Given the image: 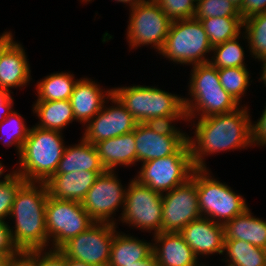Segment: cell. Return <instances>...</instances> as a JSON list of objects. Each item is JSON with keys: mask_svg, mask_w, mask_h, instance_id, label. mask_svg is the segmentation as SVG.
I'll list each match as a JSON object with an SVG mask.
<instances>
[{"mask_svg": "<svg viewBox=\"0 0 266 266\" xmlns=\"http://www.w3.org/2000/svg\"><path fill=\"white\" fill-rule=\"evenodd\" d=\"M248 108L243 105L230 113L198 118L197 122L187 119L195 130L194 136L187 138L195 168H209L204 158L208 155L252 147Z\"/></svg>", "mask_w": 266, "mask_h": 266, "instance_id": "6da1fadb", "label": "cell"}, {"mask_svg": "<svg viewBox=\"0 0 266 266\" xmlns=\"http://www.w3.org/2000/svg\"><path fill=\"white\" fill-rule=\"evenodd\" d=\"M47 199L48 191L44 182H25L19 188L9 216L10 220L15 221V227L9 225V229L18 250L33 251L50 247L45 219Z\"/></svg>", "mask_w": 266, "mask_h": 266, "instance_id": "7a4b0ae2", "label": "cell"}, {"mask_svg": "<svg viewBox=\"0 0 266 266\" xmlns=\"http://www.w3.org/2000/svg\"><path fill=\"white\" fill-rule=\"evenodd\" d=\"M113 95L126 107L137 123H163L172 125L187 121L183 96L158 87L132 85L112 87Z\"/></svg>", "mask_w": 266, "mask_h": 266, "instance_id": "3957f363", "label": "cell"}, {"mask_svg": "<svg viewBox=\"0 0 266 266\" xmlns=\"http://www.w3.org/2000/svg\"><path fill=\"white\" fill-rule=\"evenodd\" d=\"M189 79L191 98H183L187 119L230 113L242 106L221 86L218 69L209 62L193 65Z\"/></svg>", "mask_w": 266, "mask_h": 266, "instance_id": "277c9868", "label": "cell"}, {"mask_svg": "<svg viewBox=\"0 0 266 266\" xmlns=\"http://www.w3.org/2000/svg\"><path fill=\"white\" fill-rule=\"evenodd\" d=\"M63 133L33 126L22 145L17 173L26 182H46L57 171L66 147Z\"/></svg>", "mask_w": 266, "mask_h": 266, "instance_id": "5b68a950", "label": "cell"}, {"mask_svg": "<svg viewBox=\"0 0 266 266\" xmlns=\"http://www.w3.org/2000/svg\"><path fill=\"white\" fill-rule=\"evenodd\" d=\"M212 48L200 20L191 18L172 21L159 54L175 64L193 66L208 63Z\"/></svg>", "mask_w": 266, "mask_h": 266, "instance_id": "8992f818", "label": "cell"}, {"mask_svg": "<svg viewBox=\"0 0 266 266\" xmlns=\"http://www.w3.org/2000/svg\"><path fill=\"white\" fill-rule=\"evenodd\" d=\"M210 172L208 168H197L199 210L202 217L224 225L249 207L244 196L215 179Z\"/></svg>", "mask_w": 266, "mask_h": 266, "instance_id": "52a82bcc", "label": "cell"}, {"mask_svg": "<svg viewBox=\"0 0 266 266\" xmlns=\"http://www.w3.org/2000/svg\"><path fill=\"white\" fill-rule=\"evenodd\" d=\"M195 167L188 141L174 154L141 164L137 176L140 184L161 194L169 192L191 178Z\"/></svg>", "mask_w": 266, "mask_h": 266, "instance_id": "ba28073f", "label": "cell"}, {"mask_svg": "<svg viewBox=\"0 0 266 266\" xmlns=\"http://www.w3.org/2000/svg\"><path fill=\"white\" fill-rule=\"evenodd\" d=\"M127 43L130 49L150 46L160 52L166 41L172 20L154 0L135 3L130 8Z\"/></svg>", "mask_w": 266, "mask_h": 266, "instance_id": "9c48e42d", "label": "cell"}, {"mask_svg": "<svg viewBox=\"0 0 266 266\" xmlns=\"http://www.w3.org/2000/svg\"><path fill=\"white\" fill-rule=\"evenodd\" d=\"M46 229L50 248L60 249L71 238L86 231L95 222L81 202L48 196L45 209ZM52 246V247H51Z\"/></svg>", "mask_w": 266, "mask_h": 266, "instance_id": "30bf717a", "label": "cell"}, {"mask_svg": "<svg viewBox=\"0 0 266 266\" xmlns=\"http://www.w3.org/2000/svg\"><path fill=\"white\" fill-rule=\"evenodd\" d=\"M162 213V194L132 178L118 221L154 235L162 232Z\"/></svg>", "mask_w": 266, "mask_h": 266, "instance_id": "8fae6325", "label": "cell"}, {"mask_svg": "<svg viewBox=\"0 0 266 266\" xmlns=\"http://www.w3.org/2000/svg\"><path fill=\"white\" fill-rule=\"evenodd\" d=\"M127 188L115 171L106 170L98 176L81 204L94 222L118 224L114 216L120 207L123 212Z\"/></svg>", "mask_w": 266, "mask_h": 266, "instance_id": "7c38bea8", "label": "cell"}, {"mask_svg": "<svg viewBox=\"0 0 266 266\" xmlns=\"http://www.w3.org/2000/svg\"><path fill=\"white\" fill-rule=\"evenodd\" d=\"M187 138L186 132L174 123H137L134 129L137 163L170 156L187 142Z\"/></svg>", "mask_w": 266, "mask_h": 266, "instance_id": "4fadbf2b", "label": "cell"}, {"mask_svg": "<svg viewBox=\"0 0 266 266\" xmlns=\"http://www.w3.org/2000/svg\"><path fill=\"white\" fill-rule=\"evenodd\" d=\"M117 224L94 223L86 231L67 241L60 250L67 258L91 266H108Z\"/></svg>", "mask_w": 266, "mask_h": 266, "instance_id": "5bb4252c", "label": "cell"}, {"mask_svg": "<svg viewBox=\"0 0 266 266\" xmlns=\"http://www.w3.org/2000/svg\"><path fill=\"white\" fill-rule=\"evenodd\" d=\"M162 232H180L201 216L198 205L197 168L185 183L162 194Z\"/></svg>", "mask_w": 266, "mask_h": 266, "instance_id": "9a60e30c", "label": "cell"}, {"mask_svg": "<svg viewBox=\"0 0 266 266\" xmlns=\"http://www.w3.org/2000/svg\"><path fill=\"white\" fill-rule=\"evenodd\" d=\"M112 105L104 103L102 109L86 125L83 139L96 144L134 131L137 121L115 95L110 96Z\"/></svg>", "mask_w": 266, "mask_h": 266, "instance_id": "2e32d148", "label": "cell"}, {"mask_svg": "<svg viewBox=\"0 0 266 266\" xmlns=\"http://www.w3.org/2000/svg\"><path fill=\"white\" fill-rule=\"evenodd\" d=\"M11 31L0 35V89L26 87L31 82V69L24 47L13 40Z\"/></svg>", "mask_w": 266, "mask_h": 266, "instance_id": "e0dca14e", "label": "cell"}, {"mask_svg": "<svg viewBox=\"0 0 266 266\" xmlns=\"http://www.w3.org/2000/svg\"><path fill=\"white\" fill-rule=\"evenodd\" d=\"M179 233L198 259L213 254L223 255L225 240L223 224L200 217L186 225Z\"/></svg>", "mask_w": 266, "mask_h": 266, "instance_id": "ac0fdd59", "label": "cell"}, {"mask_svg": "<svg viewBox=\"0 0 266 266\" xmlns=\"http://www.w3.org/2000/svg\"><path fill=\"white\" fill-rule=\"evenodd\" d=\"M112 94V88L103 90L93 79L80 78L70 97L75 121L84 127L102 109L104 103H109Z\"/></svg>", "mask_w": 266, "mask_h": 266, "instance_id": "d6986e66", "label": "cell"}, {"mask_svg": "<svg viewBox=\"0 0 266 266\" xmlns=\"http://www.w3.org/2000/svg\"><path fill=\"white\" fill-rule=\"evenodd\" d=\"M153 238L152 250L159 266H200L204 263L199 262L179 232H160Z\"/></svg>", "mask_w": 266, "mask_h": 266, "instance_id": "ffe728a7", "label": "cell"}, {"mask_svg": "<svg viewBox=\"0 0 266 266\" xmlns=\"http://www.w3.org/2000/svg\"><path fill=\"white\" fill-rule=\"evenodd\" d=\"M104 172H70L54 174L46 182L48 196L61 200L82 202L88 190Z\"/></svg>", "mask_w": 266, "mask_h": 266, "instance_id": "44dd1931", "label": "cell"}, {"mask_svg": "<svg viewBox=\"0 0 266 266\" xmlns=\"http://www.w3.org/2000/svg\"><path fill=\"white\" fill-rule=\"evenodd\" d=\"M106 170L116 171L118 166L129 167L137 162L134 131L95 144Z\"/></svg>", "mask_w": 266, "mask_h": 266, "instance_id": "7402d4cb", "label": "cell"}, {"mask_svg": "<svg viewBox=\"0 0 266 266\" xmlns=\"http://www.w3.org/2000/svg\"><path fill=\"white\" fill-rule=\"evenodd\" d=\"M77 144L67 145L62 154L55 174H64L74 171L105 172L97 149L94 144L83 138Z\"/></svg>", "mask_w": 266, "mask_h": 266, "instance_id": "603a6c76", "label": "cell"}, {"mask_svg": "<svg viewBox=\"0 0 266 266\" xmlns=\"http://www.w3.org/2000/svg\"><path fill=\"white\" fill-rule=\"evenodd\" d=\"M225 240H242L266 249V220L252 215L250 208L224 224Z\"/></svg>", "mask_w": 266, "mask_h": 266, "instance_id": "cb8c5ba5", "label": "cell"}, {"mask_svg": "<svg viewBox=\"0 0 266 266\" xmlns=\"http://www.w3.org/2000/svg\"><path fill=\"white\" fill-rule=\"evenodd\" d=\"M153 253L152 243L115 231L108 266H126L144 260Z\"/></svg>", "mask_w": 266, "mask_h": 266, "instance_id": "d4e9b609", "label": "cell"}, {"mask_svg": "<svg viewBox=\"0 0 266 266\" xmlns=\"http://www.w3.org/2000/svg\"><path fill=\"white\" fill-rule=\"evenodd\" d=\"M32 111L39 118L38 128L63 132L64 128L75 121L70 100L35 101Z\"/></svg>", "mask_w": 266, "mask_h": 266, "instance_id": "484cf974", "label": "cell"}, {"mask_svg": "<svg viewBox=\"0 0 266 266\" xmlns=\"http://www.w3.org/2000/svg\"><path fill=\"white\" fill-rule=\"evenodd\" d=\"M78 78L70 72H56L47 75L36 83V101H62L70 100L75 83Z\"/></svg>", "mask_w": 266, "mask_h": 266, "instance_id": "4316f807", "label": "cell"}, {"mask_svg": "<svg viewBox=\"0 0 266 266\" xmlns=\"http://www.w3.org/2000/svg\"><path fill=\"white\" fill-rule=\"evenodd\" d=\"M224 254L226 266H266V249L242 240H224Z\"/></svg>", "mask_w": 266, "mask_h": 266, "instance_id": "83f0119b", "label": "cell"}, {"mask_svg": "<svg viewBox=\"0 0 266 266\" xmlns=\"http://www.w3.org/2000/svg\"><path fill=\"white\" fill-rule=\"evenodd\" d=\"M200 20L213 46L224 43L240 35L243 31L242 17H210Z\"/></svg>", "mask_w": 266, "mask_h": 266, "instance_id": "f1b7e54d", "label": "cell"}, {"mask_svg": "<svg viewBox=\"0 0 266 266\" xmlns=\"http://www.w3.org/2000/svg\"><path fill=\"white\" fill-rule=\"evenodd\" d=\"M243 30L242 37L248 43L251 57L257 60L266 57V12L244 20Z\"/></svg>", "mask_w": 266, "mask_h": 266, "instance_id": "f546056e", "label": "cell"}, {"mask_svg": "<svg viewBox=\"0 0 266 266\" xmlns=\"http://www.w3.org/2000/svg\"><path fill=\"white\" fill-rule=\"evenodd\" d=\"M242 33L237 37L227 40L224 43L213 46V55L209 63L217 69L246 67L245 51L239 39Z\"/></svg>", "mask_w": 266, "mask_h": 266, "instance_id": "4dcf8cb0", "label": "cell"}, {"mask_svg": "<svg viewBox=\"0 0 266 266\" xmlns=\"http://www.w3.org/2000/svg\"><path fill=\"white\" fill-rule=\"evenodd\" d=\"M31 127H27L25 120L20 113L13 110L6 119L0 123V141L6 147L14 146L18 156L20 155L22 145L27 139ZM7 135V136H6Z\"/></svg>", "mask_w": 266, "mask_h": 266, "instance_id": "1f68e13d", "label": "cell"}, {"mask_svg": "<svg viewBox=\"0 0 266 266\" xmlns=\"http://www.w3.org/2000/svg\"><path fill=\"white\" fill-rule=\"evenodd\" d=\"M247 67H232L218 69L219 81L221 86L228 92L238 103L242 102L241 98L247 93L251 73Z\"/></svg>", "mask_w": 266, "mask_h": 266, "instance_id": "d6a6232c", "label": "cell"}, {"mask_svg": "<svg viewBox=\"0 0 266 266\" xmlns=\"http://www.w3.org/2000/svg\"><path fill=\"white\" fill-rule=\"evenodd\" d=\"M210 17H241V14L230 0H198L194 18Z\"/></svg>", "mask_w": 266, "mask_h": 266, "instance_id": "836d02e7", "label": "cell"}, {"mask_svg": "<svg viewBox=\"0 0 266 266\" xmlns=\"http://www.w3.org/2000/svg\"><path fill=\"white\" fill-rule=\"evenodd\" d=\"M164 13L172 20L194 18L196 0H154Z\"/></svg>", "mask_w": 266, "mask_h": 266, "instance_id": "e575fe53", "label": "cell"}, {"mask_svg": "<svg viewBox=\"0 0 266 266\" xmlns=\"http://www.w3.org/2000/svg\"><path fill=\"white\" fill-rule=\"evenodd\" d=\"M26 181L17 174L7 183H0V220H6L10 216L13 202L19 188Z\"/></svg>", "mask_w": 266, "mask_h": 266, "instance_id": "d590c367", "label": "cell"}, {"mask_svg": "<svg viewBox=\"0 0 266 266\" xmlns=\"http://www.w3.org/2000/svg\"><path fill=\"white\" fill-rule=\"evenodd\" d=\"M38 249V266H66V256L60 249Z\"/></svg>", "mask_w": 266, "mask_h": 266, "instance_id": "8d00e7d4", "label": "cell"}, {"mask_svg": "<svg viewBox=\"0 0 266 266\" xmlns=\"http://www.w3.org/2000/svg\"><path fill=\"white\" fill-rule=\"evenodd\" d=\"M251 146L266 147V105L260 118L253 123L251 120Z\"/></svg>", "mask_w": 266, "mask_h": 266, "instance_id": "74e56055", "label": "cell"}, {"mask_svg": "<svg viewBox=\"0 0 266 266\" xmlns=\"http://www.w3.org/2000/svg\"><path fill=\"white\" fill-rule=\"evenodd\" d=\"M8 223L5 220H0V254L14 255L19 250L12 240Z\"/></svg>", "mask_w": 266, "mask_h": 266, "instance_id": "f35d334b", "label": "cell"}, {"mask_svg": "<svg viewBox=\"0 0 266 266\" xmlns=\"http://www.w3.org/2000/svg\"><path fill=\"white\" fill-rule=\"evenodd\" d=\"M7 266H38V249L19 250L11 256Z\"/></svg>", "mask_w": 266, "mask_h": 266, "instance_id": "ab89813d", "label": "cell"}, {"mask_svg": "<svg viewBox=\"0 0 266 266\" xmlns=\"http://www.w3.org/2000/svg\"><path fill=\"white\" fill-rule=\"evenodd\" d=\"M241 17L244 20L266 12V0H244V3L239 10Z\"/></svg>", "mask_w": 266, "mask_h": 266, "instance_id": "60d3db41", "label": "cell"}, {"mask_svg": "<svg viewBox=\"0 0 266 266\" xmlns=\"http://www.w3.org/2000/svg\"><path fill=\"white\" fill-rule=\"evenodd\" d=\"M13 92L0 89V123H2L7 116L14 110L13 109V97L11 94Z\"/></svg>", "mask_w": 266, "mask_h": 266, "instance_id": "b9f144b4", "label": "cell"}, {"mask_svg": "<svg viewBox=\"0 0 266 266\" xmlns=\"http://www.w3.org/2000/svg\"><path fill=\"white\" fill-rule=\"evenodd\" d=\"M126 266H159L158 261L155 259L154 254L152 253L148 258L144 260H138L134 264Z\"/></svg>", "mask_w": 266, "mask_h": 266, "instance_id": "7bdbcfd3", "label": "cell"}, {"mask_svg": "<svg viewBox=\"0 0 266 266\" xmlns=\"http://www.w3.org/2000/svg\"><path fill=\"white\" fill-rule=\"evenodd\" d=\"M5 172V166L4 163L0 161V183H7L10 180H12L18 173L17 170H12L10 173L4 175ZM3 175V179L1 180V176Z\"/></svg>", "mask_w": 266, "mask_h": 266, "instance_id": "ee69618b", "label": "cell"}, {"mask_svg": "<svg viewBox=\"0 0 266 266\" xmlns=\"http://www.w3.org/2000/svg\"><path fill=\"white\" fill-rule=\"evenodd\" d=\"M258 61H260L261 63H263L262 64V67H261V75H260V81L261 82H263L264 83V85H265V87H266V57H264V58H262V59H260V60H258Z\"/></svg>", "mask_w": 266, "mask_h": 266, "instance_id": "f6af8a7d", "label": "cell"}, {"mask_svg": "<svg viewBox=\"0 0 266 266\" xmlns=\"http://www.w3.org/2000/svg\"><path fill=\"white\" fill-rule=\"evenodd\" d=\"M66 266H91V265H88L82 261H78V260L70 259L66 257Z\"/></svg>", "mask_w": 266, "mask_h": 266, "instance_id": "bcb514c9", "label": "cell"}, {"mask_svg": "<svg viewBox=\"0 0 266 266\" xmlns=\"http://www.w3.org/2000/svg\"><path fill=\"white\" fill-rule=\"evenodd\" d=\"M147 0H115V2H119L122 4H126L127 6L131 7L132 5H134L135 3H140V2H145Z\"/></svg>", "mask_w": 266, "mask_h": 266, "instance_id": "7dc6e473", "label": "cell"}, {"mask_svg": "<svg viewBox=\"0 0 266 266\" xmlns=\"http://www.w3.org/2000/svg\"><path fill=\"white\" fill-rule=\"evenodd\" d=\"M12 255L0 254V266H7Z\"/></svg>", "mask_w": 266, "mask_h": 266, "instance_id": "c3c4849f", "label": "cell"}, {"mask_svg": "<svg viewBox=\"0 0 266 266\" xmlns=\"http://www.w3.org/2000/svg\"><path fill=\"white\" fill-rule=\"evenodd\" d=\"M234 6H236L239 10L241 9L244 0H230Z\"/></svg>", "mask_w": 266, "mask_h": 266, "instance_id": "681fc988", "label": "cell"}, {"mask_svg": "<svg viewBox=\"0 0 266 266\" xmlns=\"http://www.w3.org/2000/svg\"><path fill=\"white\" fill-rule=\"evenodd\" d=\"M83 3H88V2H92V0H81Z\"/></svg>", "mask_w": 266, "mask_h": 266, "instance_id": "f907efd6", "label": "cell"}]
</instances>
